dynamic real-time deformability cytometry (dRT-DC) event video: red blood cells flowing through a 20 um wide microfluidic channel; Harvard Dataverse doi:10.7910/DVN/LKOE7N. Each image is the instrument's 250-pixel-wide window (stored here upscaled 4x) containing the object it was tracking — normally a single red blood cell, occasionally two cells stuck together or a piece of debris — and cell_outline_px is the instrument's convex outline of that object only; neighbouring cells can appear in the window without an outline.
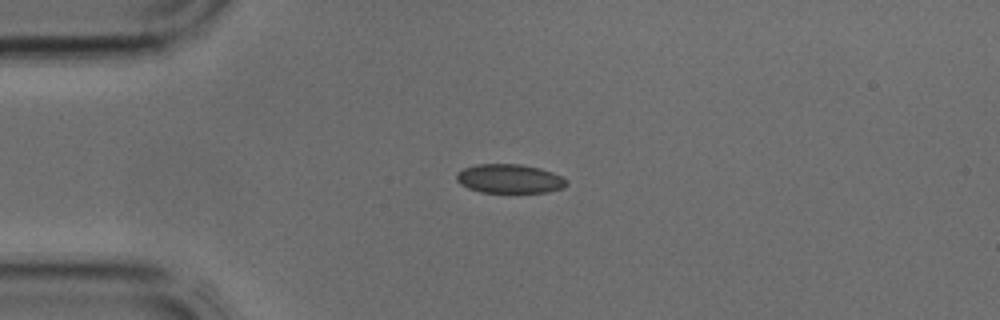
{"species": "common noctule bat (a hibernating species)", "species_latin": "Nyctalus noctula", "temperature_condition": "cold", "stored_images_in_passage": 4, "camera_frame_rate_fps": 3000, "um_per_image_px": 0.085, "animal": {"sex": "male", "body_mass_g": 17.9, "forearm_length_mm": 54.2}, "frame": {"image": 1, "passage_image": 3, "time_ms": 0.667, "image_size_px": [1000, 320], "cell_outline_px": [[568, 184], [564, 188], [548, 192], [480, 192], [468, 188], [460, 184], [456, 180], [456, 172], [464, 168], [476, 164], [520, 164], [540, 168], [552, 172], [568, 180]], "centroid_in_image_um": [43.31, 15.19], "position_along_channel_um": 41.7, "area_um2": 18.73}}